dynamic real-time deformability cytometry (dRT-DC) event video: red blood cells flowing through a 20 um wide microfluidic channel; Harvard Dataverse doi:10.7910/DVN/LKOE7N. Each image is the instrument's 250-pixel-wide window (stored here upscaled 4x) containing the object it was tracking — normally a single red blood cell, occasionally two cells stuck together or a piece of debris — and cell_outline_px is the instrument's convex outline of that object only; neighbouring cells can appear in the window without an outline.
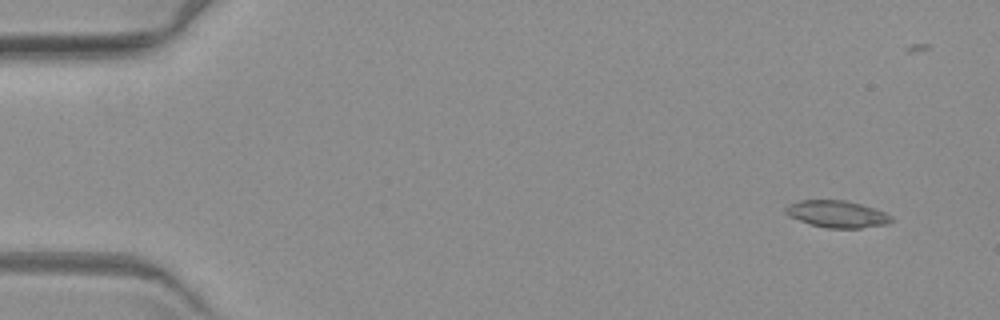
{"species": "common noctule bat (a hibernating species)", "species_latin": "Nyctalus noctula", "temperature_condition": "warm", "stored_images_in_passage": 9, "camera_frame_rate_fps": 3000, "um_per_image_px": 0.085, "animal": {"sex": "female", "body_mass_g": 19.3, "forearm_length_mm": 54.1}, "frame": {"image": 1, "passage_image": 1, "time_ms": 0.0, "image_size_px": [1000, 320], "cell_outline_px": [[892, 220], [888, 224], [860, 228], [828, 228], [808, 224], [788, 216], [784, 212], [784, 208], [788, 204], [800, 200], [848, 200], [876, 208], [892, 216]], "centroid_in_image_um": [71.13, 18.19], "position_along_channel_um": 13.9, "area_um2": 16.88}}
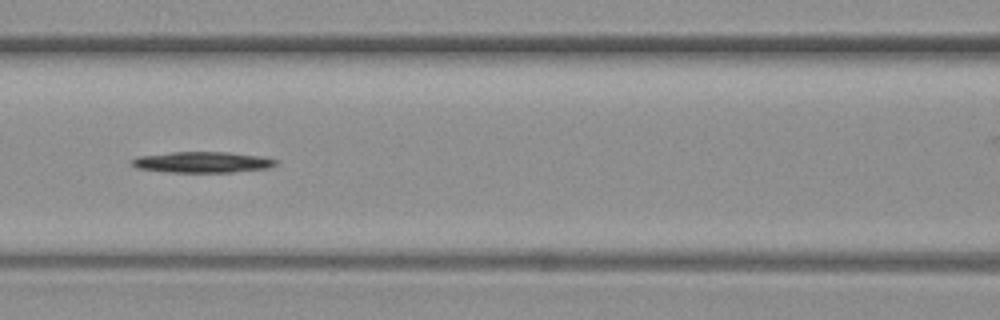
{"frame": {"image": 2, "passage_image": 7, "time_ms": 7.333, "image_size_px": [1000, 320], "cell_outline_px": [[280, 160], [276, 164], [268, 168], [232, 172], [168, 172], [136, 168], [132, 164], [132, 160], [136, 156], [172, 152], [228, 152], [264, 156]], "centroid_in_image_um": [17.23, 13.78], "position_along_channel_um": 149.4, "area_um2": 17.69}}
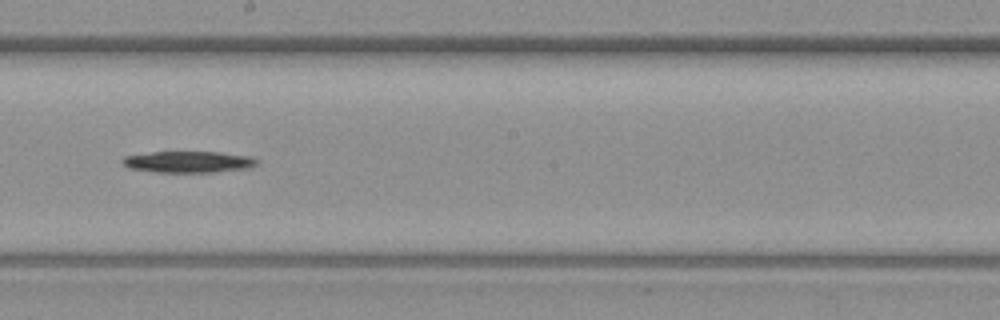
{"frame": {"image": 3, "passage_image": 9, "time_ms": 9.667, "image_size_px": [1000, 320], "cell_outline_px": [[260, 164], [252, 168], [216, 172], [156, 172], [128, 168], [120, 160], [124, 156], [152, 152], [220, 152], [252, 156], [260, 160]], "centroid_in_image_um": [16.11, 13.76], "position_along_channel_um": 232.1, "area_um2": 17.11}}